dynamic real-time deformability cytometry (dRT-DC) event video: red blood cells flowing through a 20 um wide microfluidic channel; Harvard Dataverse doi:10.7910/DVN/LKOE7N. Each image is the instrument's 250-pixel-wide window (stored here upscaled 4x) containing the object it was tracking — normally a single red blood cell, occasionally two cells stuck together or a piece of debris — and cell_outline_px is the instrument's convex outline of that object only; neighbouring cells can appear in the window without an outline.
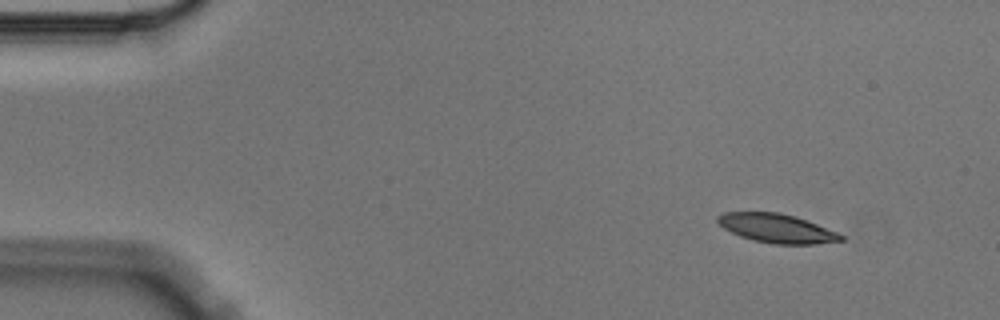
{"species": "Egyptian fruit bat (a non-hibernating species)", "species_latin": "Rousettus aegyptiacus", "temperature_condition": "cold", "stored_images_in_passage": 4, "camera_frame_rate_fps": 3000, "um_per_image_px": 0.085, "animal": {"sex": "male"}, "frame": {"image": 1, "passage_image": 1, "time_ms": 0.0, "image_size_px": [1000, 320], "cell_outline_px": [[844, 240], [816, 244], [772, 244], [752, 240], [740, 236], [724, 228], [716, 220], [716, 216], [724, 212], [780, 212], [796, 216], [836, 232], [844, 236]], "centroid_in_image_um": [66.0, 19.4], "position_along_channel_um": 19.0, "area_um2": 20.75}}
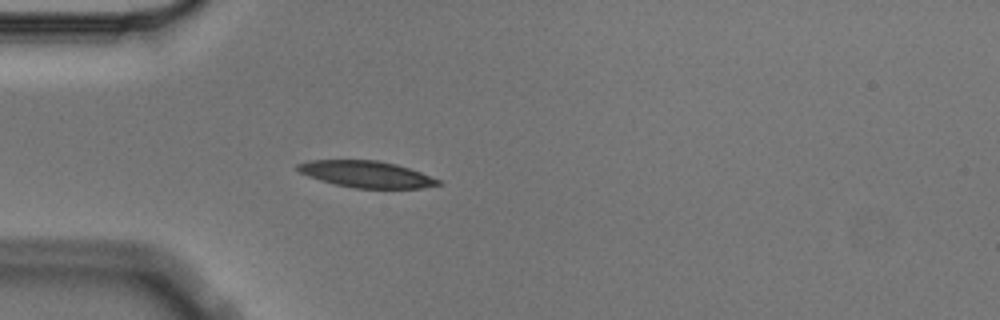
{"frame": {"image": 2, "passage_image": 4, "time_ms": 1.0, "image_size_px": [1000, 320], "cell_outline_px": [[444, 184], [420, 188], [352, 188], [320, 180], [308, 176], [300, 172], [296, 168], [296, 164], [308, 160], [376, 160], [396, 164], [420, 172], [440, 180]], "centroid_in_image_um": [31.13, 14.8], "position_along_channel_um": 53.9, "area_um2": 21.68}}